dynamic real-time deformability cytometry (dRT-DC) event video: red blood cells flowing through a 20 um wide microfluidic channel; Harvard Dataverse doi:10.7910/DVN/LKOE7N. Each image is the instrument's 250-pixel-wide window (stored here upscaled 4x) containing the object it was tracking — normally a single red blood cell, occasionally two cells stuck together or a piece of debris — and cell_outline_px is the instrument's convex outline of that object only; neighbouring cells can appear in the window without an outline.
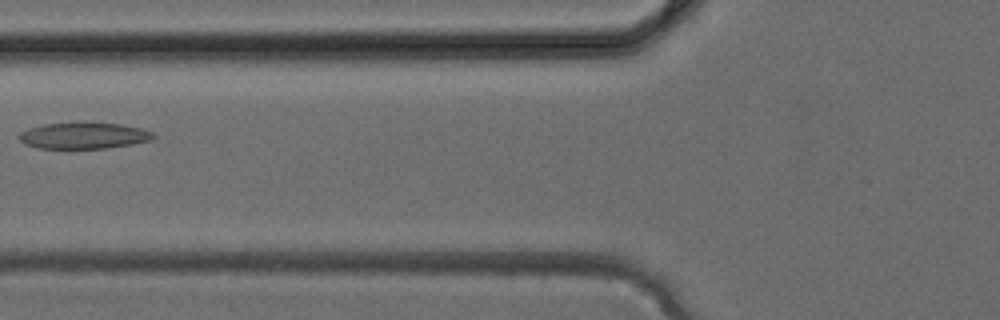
{"species": "common noctule bat (a hibernating species)", "species_latin": "Nyctalus noctula", "temperature_condition": "cold", "stored_images_in_passage": 27, "camera_frame_rate_fps": 3000, "um_per_image_px": 0.085, "animal": {"sex": "female", "body_mass_g": 24.6, "forearm_length_mm": 56.2}, "frame": {"image": 1, "passage_image": 5, "time_ms": 1.333, "image_size_px": [1000, 320], "cell_outline_px": [[156, 136], [152, 140], [132, 144], [108, 148], [36, 148], [24, 144], [20, 140], [20, 132], [28, 128], [44, 124], [120, 124], [140, 128], [152, 132]], "centroid_in_image_um": [7.12, 11.55], "position_along_channel_um": 118.7, "area_um2": 20.06}}
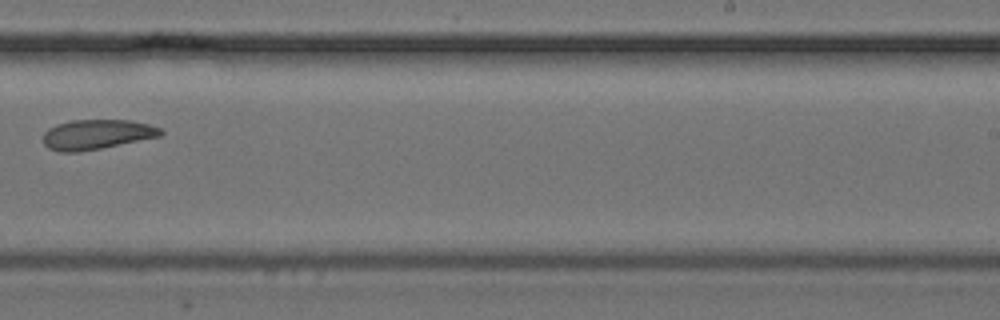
{"frame": {"image": 2, "passage_image": 14, "time_ms": 4.333, "image_size_px": [1000, 320], "cell_outline_px": [[164, 132], [160, 136], [80, 152], [60, 152], [48, 148], [44, 144], [44, 132], [48, 128], [56, 124], [72, 120], [128, 120], [148, 124], [160, 128]], "centroid_in_image_um": [8.19, 11.42], "position_along_channel_um": 280.8, "area_um2": 20.29}}
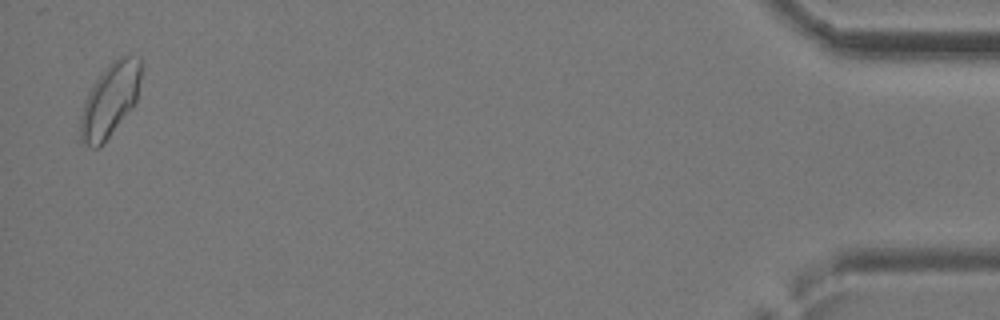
{"frame": {"image": 3, "passage_image": 27, "time_ms": 8.667, "image_size_px": [1000, 320], "cell_outline_px": [[144, 64], [136, 100], [104, 144], [96, 148], [92, 148], [80, 144], [80, 116], [84, 100], [88, 92], [96, 80], [108, 64], [112, 60], [120, 56], [140, 56]], "centroid_in_image_um": [9.34, 8.49], "position_along_channel_um": 425.9, "area_um2": 26.24}}